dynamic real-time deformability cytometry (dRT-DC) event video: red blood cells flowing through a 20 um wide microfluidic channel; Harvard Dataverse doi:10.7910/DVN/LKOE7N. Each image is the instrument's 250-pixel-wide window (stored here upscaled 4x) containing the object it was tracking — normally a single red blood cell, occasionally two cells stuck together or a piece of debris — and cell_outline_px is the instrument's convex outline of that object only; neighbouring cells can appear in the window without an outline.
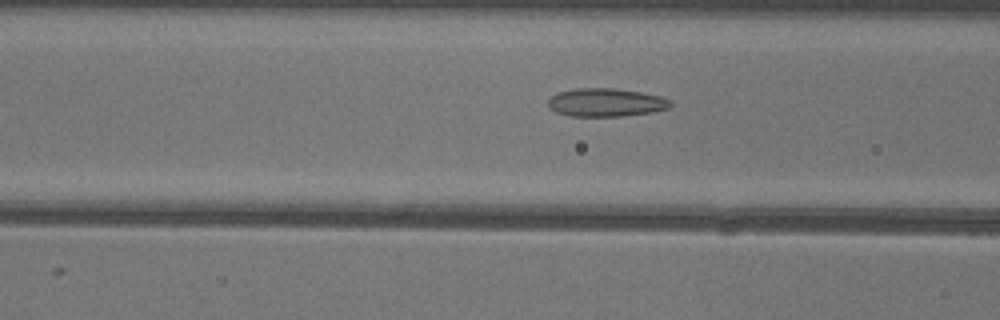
{"species": "common noctule bat (a hibernating species)", "species_latin": "Nyctalus noctula", "temperature_condition": "warm", "stored_images_in_passage": 16, "camera_frame_rate_fps": 3000, "um_per_image_px": 0.085, "animal": {"sex": "female"}, "frame": {"image": 1, "passage_image": 14, "time_ms": 4.333, "image_size_px": [1000, 320], "cell_outline_px": [[672, 104], [668, 108], [652, 112], [620, 116], [568, 116], [556, 112], [548, 108], [548, 100], [556, 92], [576, 88], [612, 88], [640, 92], [660, 96], [672, 100]], "centroid_in_image_um": [51.47, 8.71], "position_along_channel_um": 115.1, "area_um2": 20.23}}